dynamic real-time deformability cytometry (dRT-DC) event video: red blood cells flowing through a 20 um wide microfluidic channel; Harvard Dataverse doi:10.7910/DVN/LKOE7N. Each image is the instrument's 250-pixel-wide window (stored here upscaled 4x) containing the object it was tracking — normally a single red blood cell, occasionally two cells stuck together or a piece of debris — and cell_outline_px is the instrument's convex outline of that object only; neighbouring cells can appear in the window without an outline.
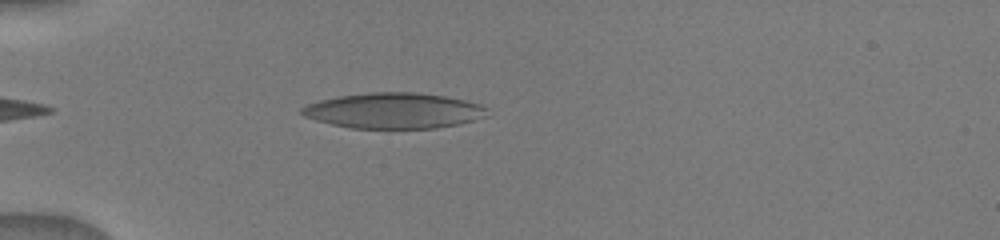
{"species": "human", "species_latin": "Homo sapiens", "temperature_condition": "warm", "stored_images_in_passage": 7, "camera_frame_rate_fps": 3000, "um_per_image_px": 0.085, "donor": {"sex": "male"}, "frame": {"image": 1, "passage_image": 4, "time_ms": 1.0, "image_size_px": [1000, 240], "cell_outline_px": [[488, 108], [484, 116], [476, 120], [460, 124], [436, 128], [352, 128], [332, 124], [316, 120], [304, 116], [300, 112], [300, 108], [308, 104], [320, 100], [340, 96], [368, 92], [416, 92], [444, 96], [464, 100], [480, 104]], "centroid_in_image_um": [33.48, 9.4], "position_along_channel_um": 51.5, "area_um2": 38.38}}